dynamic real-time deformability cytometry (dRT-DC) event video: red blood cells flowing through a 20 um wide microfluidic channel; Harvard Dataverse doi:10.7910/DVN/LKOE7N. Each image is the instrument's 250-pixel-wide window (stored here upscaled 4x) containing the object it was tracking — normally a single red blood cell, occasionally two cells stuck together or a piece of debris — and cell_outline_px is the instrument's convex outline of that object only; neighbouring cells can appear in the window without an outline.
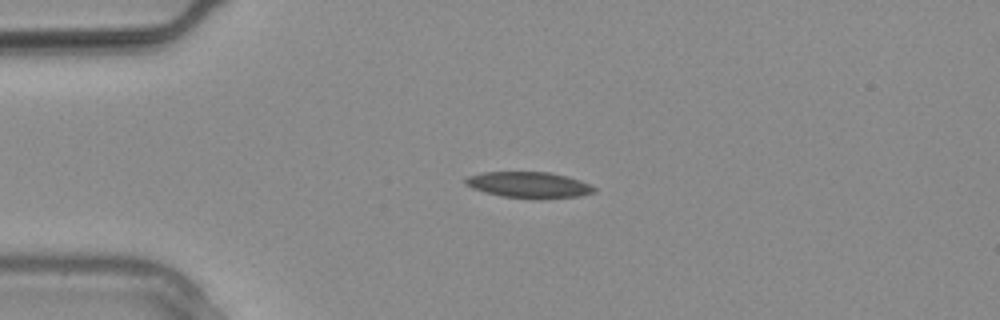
{"species": "common noctule bat (a hibernating species)", "species_latin": "Nyctalus noctula", "temperature_condition": "warm", "stored_images_in_passage": 13, "camera_frame_rate_fps": 3000, "um_per_image_px": 0.085, "animal": {"sex": "male", "body_mass_g": 20.4}, "frame": {"image": 1, "passage_image": 6, "time_ms": 1.667, "image_size_px": [1000, 320], "cell_outline_px": [[596, 192], [580, 196], [540, 200], [500, 196], [484, 192], [472, 188], [464, 184], [464, 180], [468, 176], [484, 172], [548, 172], [568, 176], [580, 180], [596, 188]], "centroid_in_image_um": [44.97, 15.73], "position_along_channel_um": 40.0, "area_um2": 19.88}}
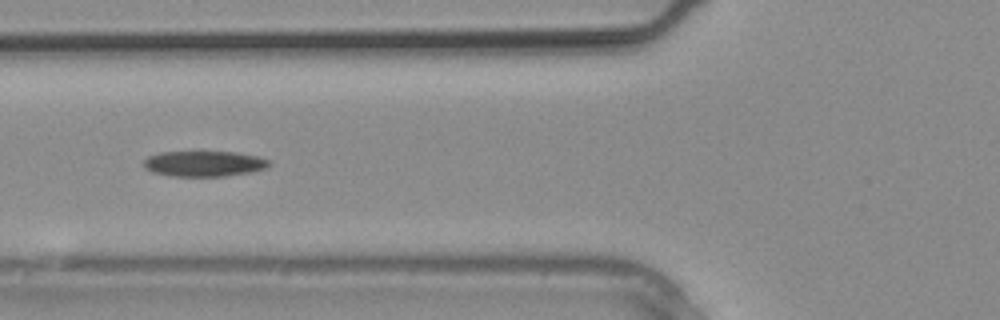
{"frame": {"image": 2, "passage_image": 10, "time_ms": 3.0, "image_size_px": [1000, 320], "cell_outline_px": [[272, 164], [264, 168], [252, 172], [224, 176], [172, 176], [152, 172], [144, 168], [144, 160], [148, 156], [160, 152], [200, 148], [236, 152], [260, 156], [268, 160]], "centroid_in_image_um": [17.33, 13.85], "position_along_channel_um": 108.5, "area_um2": 19.83}}